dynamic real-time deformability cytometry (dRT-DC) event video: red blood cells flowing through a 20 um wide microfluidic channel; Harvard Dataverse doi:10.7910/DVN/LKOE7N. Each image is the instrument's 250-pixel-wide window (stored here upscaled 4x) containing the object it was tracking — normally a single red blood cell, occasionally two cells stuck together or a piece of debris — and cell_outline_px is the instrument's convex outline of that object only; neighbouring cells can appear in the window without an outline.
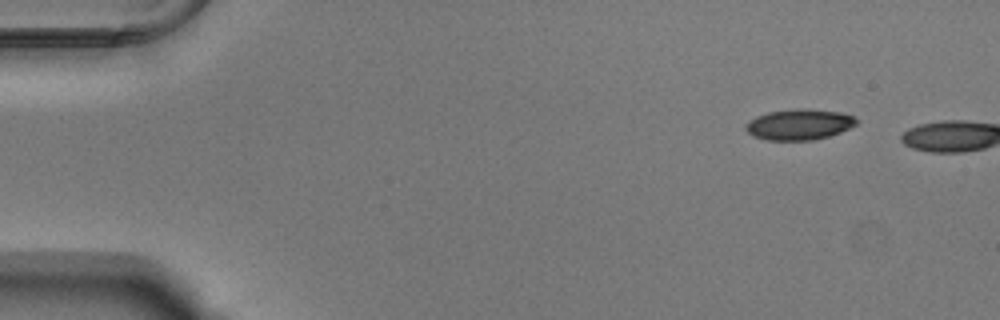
{"species": "Egyptian fruit bat (a non-hibernating species)", "species_latin": "Rousettus aegyptiacus", "temperature_condition": "warm", "stored_images_in_passage": 3, "camera_frame_rate_fps": 3000, "um_per_image_px": 0.085, "animal": {"sex": "male"}, "frame": {"image": 1, "passage_image": 1, "time_ms": 0.0, "image_size_px": [1000, 320], "cell_outline_px": [[860, 120], [856, 124], [840, 132], [828, 136], [812, 140], [768, 140], [752, 136], [744, 128], [756, 116], [768, 112], [796, 108], [808, 108], [840, 112], [852, 116]], "centroid_in_image_um": [67.94, 10.57], "position_along_channel_um": 17.1, "area_um2": 19.77}}